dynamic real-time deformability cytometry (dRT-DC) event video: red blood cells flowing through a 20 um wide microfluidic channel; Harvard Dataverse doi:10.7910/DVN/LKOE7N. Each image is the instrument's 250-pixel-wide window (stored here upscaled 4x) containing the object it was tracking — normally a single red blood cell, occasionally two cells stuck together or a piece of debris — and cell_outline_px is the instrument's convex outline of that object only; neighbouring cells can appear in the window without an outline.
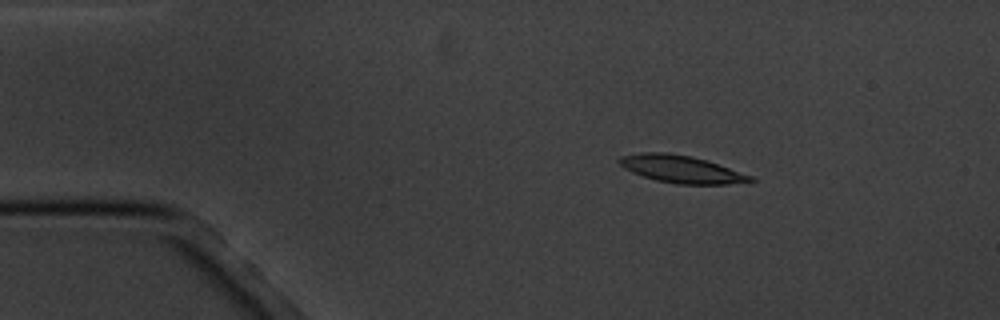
{"species": "common noctule bat (a hibernating species)", "species_latin": "Nyctalus noctula", "temperature_condition": "cold", "stored_images_in_passage": 3, "camera_frame_rate_fps": 3000, "um_per_image_px": 0.085, "animal": {"sex": "male", "body_mass_g": 20.1, "forearm_length_mm": 53.5}, "frame": {"image": 1, "passage_image": 1, "time_ms": 0.0, "image_size_px": [1000, 320], "cell_outline_px": [[756, 180], [728, 184], [676, 184], [656, 180], [632, 172], [624, 168], [616, 160], [620, 156], [640, 152], [664, 152], [688, 156], [704, 160], [752, 176]], "centroid_in_image_um": [57.83, 14.38], "position_along_channel_um": 27.2, "area_um2": 20.52}}